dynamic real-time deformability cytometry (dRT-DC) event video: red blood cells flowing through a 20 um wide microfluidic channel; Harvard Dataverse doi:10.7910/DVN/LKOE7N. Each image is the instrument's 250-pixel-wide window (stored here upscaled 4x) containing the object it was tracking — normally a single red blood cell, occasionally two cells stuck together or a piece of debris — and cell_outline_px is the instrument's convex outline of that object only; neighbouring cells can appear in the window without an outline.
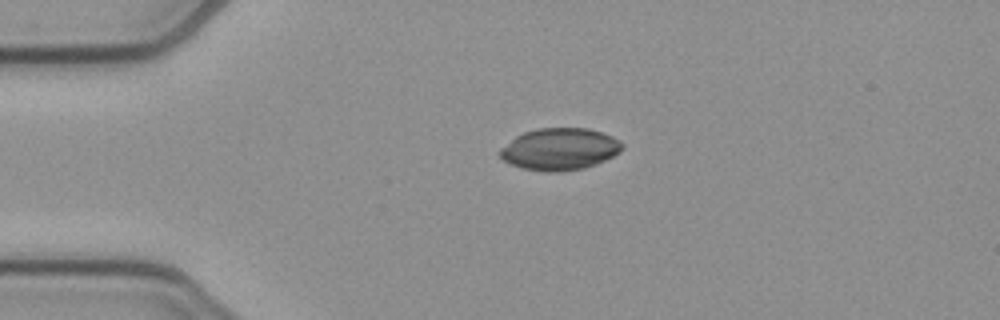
{"species": "common noctule bat (a hibernating species)", "species_latin": "Nyctalus noctula", "temperature_condition": "cold", "stored_images_in_passage": 42, "camera_frame_rate_fps": 3000, "um_per_image_px": 0.085, "animal": {"sex": "female", "body_mass_g": 21.9}, "frame": {"image": 1, "passage_image": 1, "time_ms": 0.0, "image_size_px": [1000, 320], "cell_outline_px": [[624, 148], [620, 152], [596, 164], [584, 168], [560, 172], [544, 172], [520, 168], [504, 160], [496, 152], [500, 148], [516, 136], [524, 132], [540, 128], [588, 128], [612, 136], [620, 140], [624, 144]], "centroid_in_image_um": [47.57, 12.68], "position_along_channel_um": 37.4, "area_um2": 30.06}}
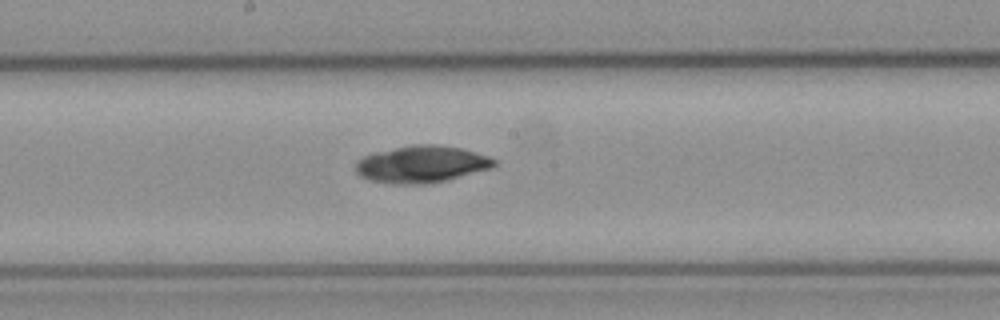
{"frame": {"image": 2, "passage_image": 17, "time_ms": 5.333, "image_size_px": [1000, 320], "cell_outline_px": [[496, 164], [492, 168], [448, 180], [432, 184], [392, 184], [368, 180], [360, 176], [356, 172], [356, 164], [364, 156], [376, 152], [412, 144], [436, 144], [460, 148], [488, 156], [496, 160]], "centroid_in_image_um": [35.84, 13.97], "position_along_channel_um": 212.4, "area_um2": 29.94}}
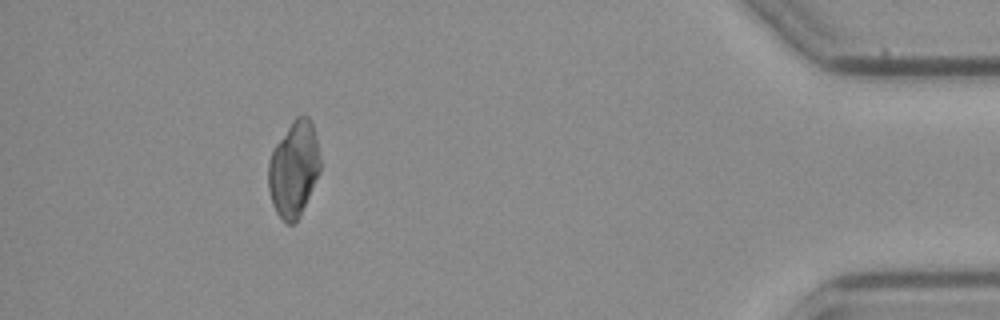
{"frame": {"image": 3, "passage_image": 37, "time_ms": 12.0, "image_size_px": [1000, 320], "cell_outline_px": [[320, 172], [300, 216], [296, 224], [288, 224], [276, 212], [272, 204], [268, 188], [268, 164], [272, 152], [276, 144], [292, 120], [296, 116], [308, 116], [312, 124], [316, 136], [320, 156]], "centroid_in_image_um": [24.97, 14.38], "position_along_channel_um": 410.2, "area_um2": 28.9}}